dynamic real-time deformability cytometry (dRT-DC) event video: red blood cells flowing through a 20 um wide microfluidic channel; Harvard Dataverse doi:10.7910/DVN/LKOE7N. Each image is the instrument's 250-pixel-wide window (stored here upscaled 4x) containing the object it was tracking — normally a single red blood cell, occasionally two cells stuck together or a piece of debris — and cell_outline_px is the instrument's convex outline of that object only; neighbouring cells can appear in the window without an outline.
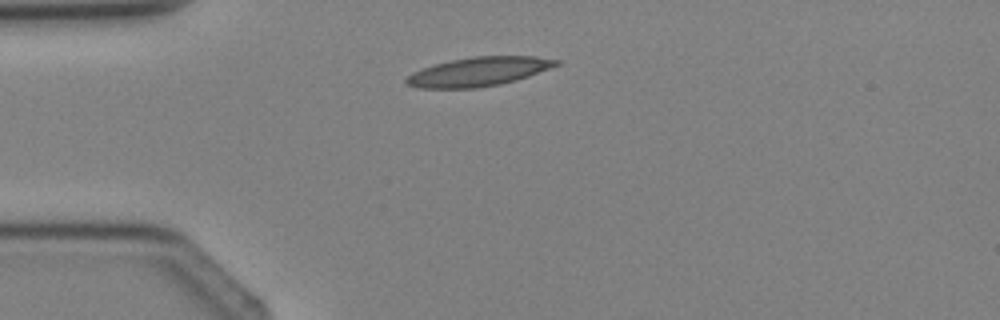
{"species": "Egyptian fruit bat (a non-hibernating species)", "species_latin": "Rousettus aegyptiacus", "temperature_condition": "cold", "stored_images_in_passage": 2, "camera_frame_rate_fps": 3000, "um_per_image_px": 0.085, "animal": {"sex": "female"}, "frame": {"image": 1, "passage_image": 2, "time_ms": 1.333, "image_size_px": [1000, 320], "cell_outline_px": [[560, 64], [528, 76], [516, 80], [500, 84], [476, 88], [416, 88], [408, 84], [404, 80], [412, 72], [436, 64], [452, 60], [472, 56], [532, 56], [560, 60]], "centroid_in_image_um": [40.68, 6.09], "position_along_channel_um": 44.3, "area_um2": 25.09}}